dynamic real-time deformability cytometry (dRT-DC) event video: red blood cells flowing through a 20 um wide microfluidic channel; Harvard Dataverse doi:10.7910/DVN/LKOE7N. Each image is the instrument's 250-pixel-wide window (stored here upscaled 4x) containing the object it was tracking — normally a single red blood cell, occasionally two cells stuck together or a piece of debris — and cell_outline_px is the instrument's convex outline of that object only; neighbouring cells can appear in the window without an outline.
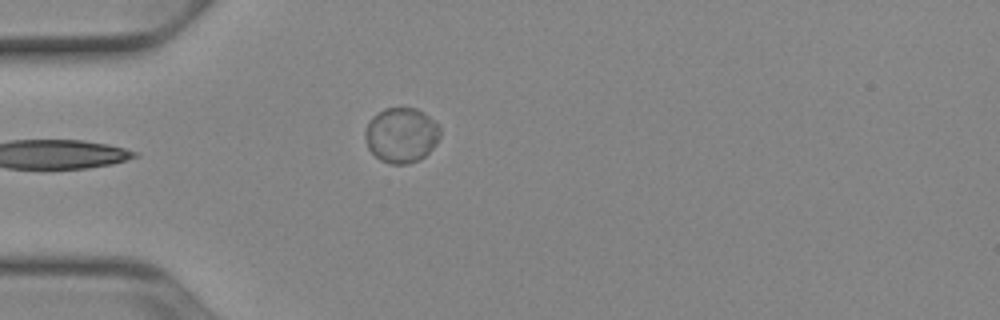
{"species": "Egyptian fruit bat (a non-hibernating species)", "species_latin": "Rousettus aegyptiacus", "temperature_condition": "cold", "stored_images_in_passage": 24, "camera_frame_rate_fps": 3000, "um_per_image_px": 0.085, "animal": {"sex": "female"}, "frame": {"image": 1, "passage_image": 1, "time_ms": 0.0, "image_size_px": [1000, 320], "cell_outline_px": [[440, 136], [436, 144], [420, 160], [408, 164], [388, 164], [380, 160], [368, 148], [364, 136], [364, 132], [372, 116], [384, 108], [416, 108], [424, 112], [440, 128]], "centroid_in_image_um": [34.1, 11.49], "position_along_channel_um": 50.9, "area_um2": 24.1}}
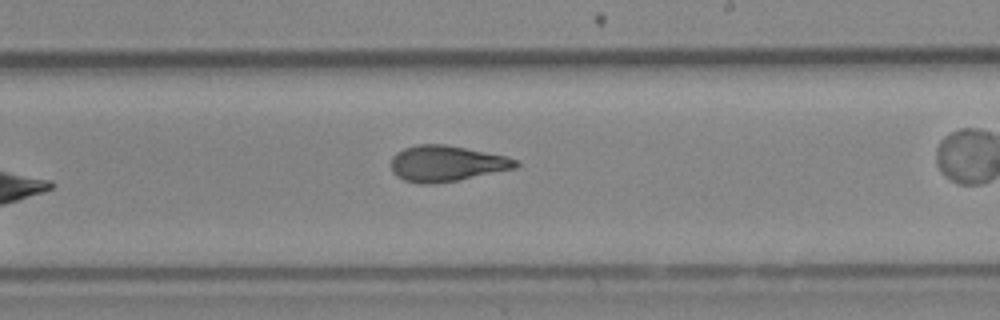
{"frame": {"image": 2, "passage_image": 14, "time_ms": 4.333, "image_size_px": [1000, 320], "cell_outline_px": [[520, 164], [516, 168], [460, 180], [428, 184], [420, 184], [404, 180], [396, 176], [392, 172], [392, 156], [396, 152], [404, 148], [416, 144], [444, 144], [504, 156], [516, 160]], "centroid_in_image_um": [37.91, 13.91], "position_along_channel_um": 251.1, "area_um2": 25.95}}
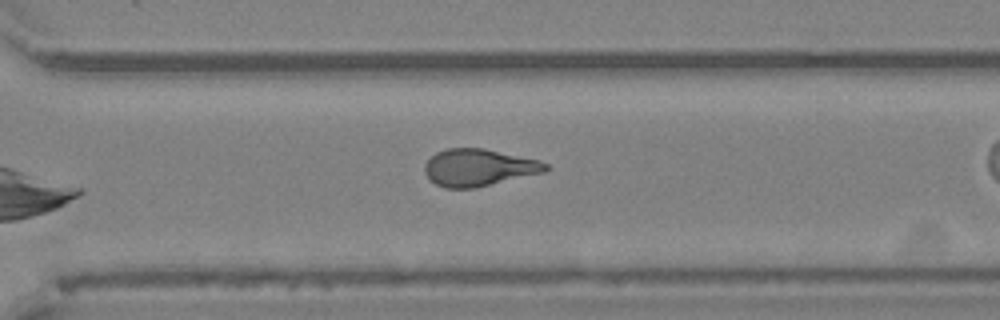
{"frame": {"image": 3, "passage_image": 20, "time_ms": 6.333, "image_size_px": [1000, 320], "cell_outline_px": [[552, 168], [544, 172], [476, 188], [444, 188], [436, 184], [424, 172], [424, 164], [436, 152], [448, 148], [484, 148], [540, 160], [548, 164]], "centroid_in_image_um": [40.72, 14.24], "position_along_channel_um": 329.9, "area_um2": 26.24}}